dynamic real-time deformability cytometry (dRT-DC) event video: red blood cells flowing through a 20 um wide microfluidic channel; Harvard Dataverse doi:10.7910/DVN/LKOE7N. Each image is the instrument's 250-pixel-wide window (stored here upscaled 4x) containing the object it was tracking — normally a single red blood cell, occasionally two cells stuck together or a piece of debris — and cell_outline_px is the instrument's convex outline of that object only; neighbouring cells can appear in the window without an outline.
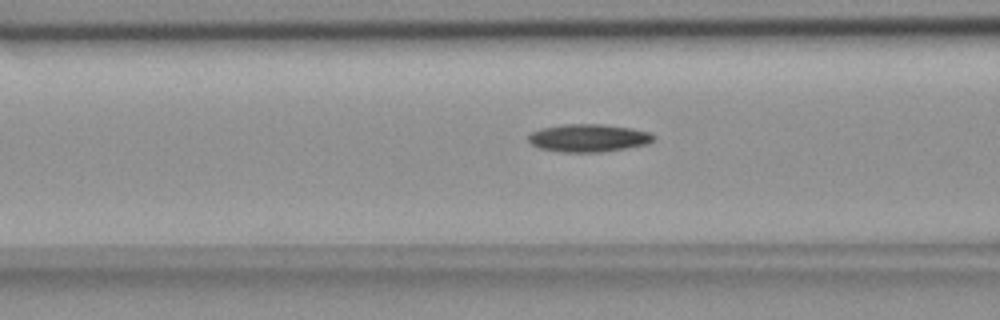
{"species": "common noctule bat (a hibernating species)", "species_latin": "Nyctalus noctula", "temperature_condition": "room temperature", "stored_images_in_passage": 40, "camera_frame_rate_fps": 3000, "um_per_image_px": 0.085, "animal": {"sex": "female", "body_mass_g": 18.4}, "frame": {"image": 1, "passage_image": 6, "time_ms": 1.667, "image_size_px": [1000, 320], "cell_outline_px": [[656, 136], [652, 140], [644, 144], [624, 148], [600, 152], [560, 152], [540, 148], [532, 144], [528, 140], [528, 136], [532, 132], [540, 128], [560, 124], [600, 124], [632, 128], [652, 132]], "centroid_in_image_um": [49.99, 11.71], "position_along_channel_um": 116.6, "area_um2": 20.23}}
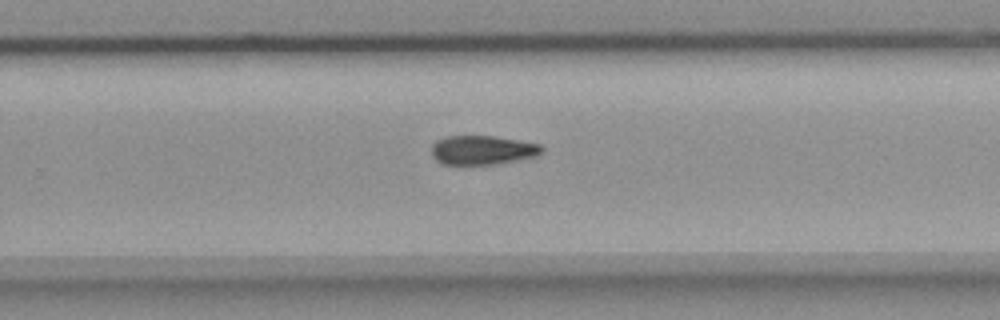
{"frame": {"image": 2, "passage_image": 20, "time_ms": 6.333, "image_size_px": [1000, 320], "cell_outline_px": [[544, 152], [540, 156], [496, 164], [444, 164], [436, 160], [432, 156], [432, 144], [436, 140], [444, 136], [496, 136], [540, 144], [544, 148]], "centroid_in_image_um": [41.05, 12.75], "position_along_channel_um": 288.8, "area_um2": 18.96}}
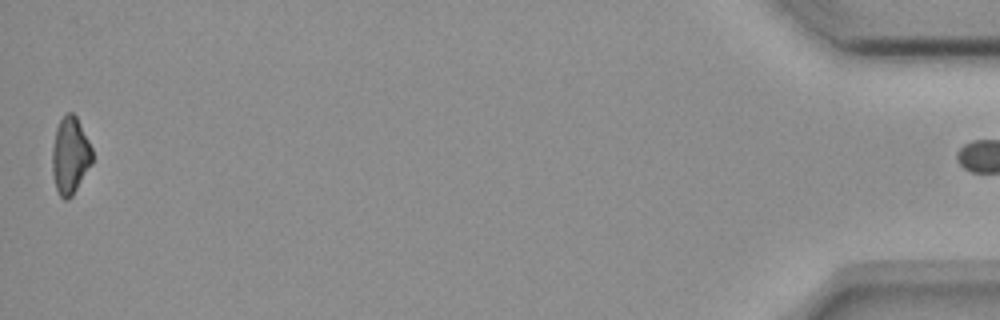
{"frame": {"image": 3, "passage_image": 39, "time_ms": 12.667, "image_size_px": [1000, 320], "cell_outline_px": [[92, 164], [72, 196], [68, 200], [64, 200], [60, 196], [56, 188], [52, 172], [52, 148], [56, 128], [64, 112], [72, 112], [76, 116], [92, 148]], "centroid_in_image_um": [5.96, 13.22], "position_along_channel_um": 429.2, "area_um2": 18.03}, "authors_computed_cell_mechanics": {"area_um2": 19.3341, "velocity_mm_per_s": 3.7033, "shape_relaxation_time_tau1_ms": 5.0043, "shape_relaxation_time_tau2_ms": null, "deformation_change_tau1": 0.139, "deformation_change_tau2": null}}